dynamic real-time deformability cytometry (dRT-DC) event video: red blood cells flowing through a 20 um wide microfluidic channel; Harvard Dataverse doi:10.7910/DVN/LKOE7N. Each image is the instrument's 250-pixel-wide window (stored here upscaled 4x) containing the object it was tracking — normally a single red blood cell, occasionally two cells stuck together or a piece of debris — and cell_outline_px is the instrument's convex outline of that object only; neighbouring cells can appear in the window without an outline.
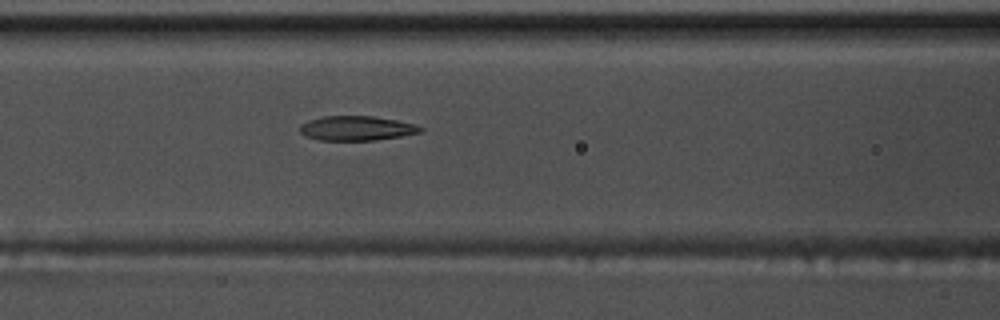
{"species": "common noctule bat (a hibernating species)", "species_latin": "Nyctalus noctula", "temperature_condition": "warm", "stored_images_in_passage": 41, "camera_frame_rate_fps": 3000, "um_per_image_px": 0.085, "animal": {"sex": "male", "body_mass_g": 17.5, "forearm_length_mm": 52.3}, "frame": {"image": 1, "passage_image": 10, "time_ms": 3.0, "image_size_px": [1000, 320], "cell_outline_px": [[424, 128], [420, 132], [400, 136], [376, 140], [320, 140], [308, 136], [300, 132], [300, 124], [308, 120], [324, 116], [372, 116], [396, 120], [416, 124]], "centroid_in_image_um": [30.31, 10.89], "position_along_channel_um": 136.3, "area_um2": 17.11}}
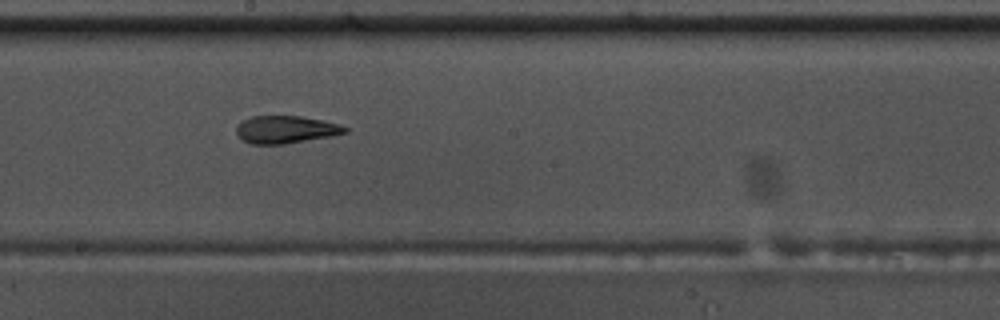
{"frame": {"image": 2, "passage_image": 17, "time_ms": 5.333, "image_size_px": [1000, 320], "cell_outline_px": [[348, 132], [332, 136], [284, 144], [252, 144], [236, 136], [236, 124], [240, 120], [252, 116], [300, 116], [324, 120], [340, 124], [348, 128]], "centroid_in_image_um": [24.27, 11.0], "position_along_channel_um": 223.9, "area_um2": 17.69}}
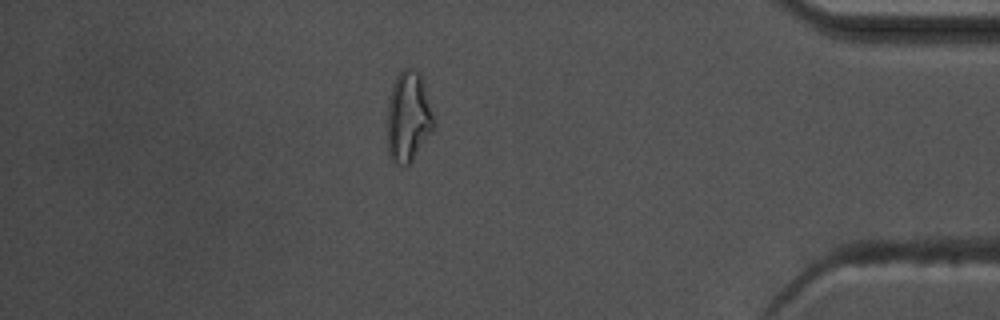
{"frame": {"image": 3, "passage_image": 34, "time_ms": 11.0, "image_size_px": [1000, 320], "cell_outline_px": [[436, 124], [408, 168], [396, 164], [388, 156], [388, 100], [392, 84], [396, 76], [404, 68], [412, 68], [420, 72]], "centroid_in_image_um": [34.7, 9.96], "position_along_channel_um": 400.5, "area_um2": 24.74}, "authors_computed_cell_mechanics": {"area_um2": 18.0336, "velocity_mm_per_s": 3.7753, "shape_relaxation_time_tau1_ms": 11.3052, "shape_relaxation_time_tau2_ms": 1.8865, "deformation_change_tau1": 0.2779, "deformation_change_tau2": 0.0963}}